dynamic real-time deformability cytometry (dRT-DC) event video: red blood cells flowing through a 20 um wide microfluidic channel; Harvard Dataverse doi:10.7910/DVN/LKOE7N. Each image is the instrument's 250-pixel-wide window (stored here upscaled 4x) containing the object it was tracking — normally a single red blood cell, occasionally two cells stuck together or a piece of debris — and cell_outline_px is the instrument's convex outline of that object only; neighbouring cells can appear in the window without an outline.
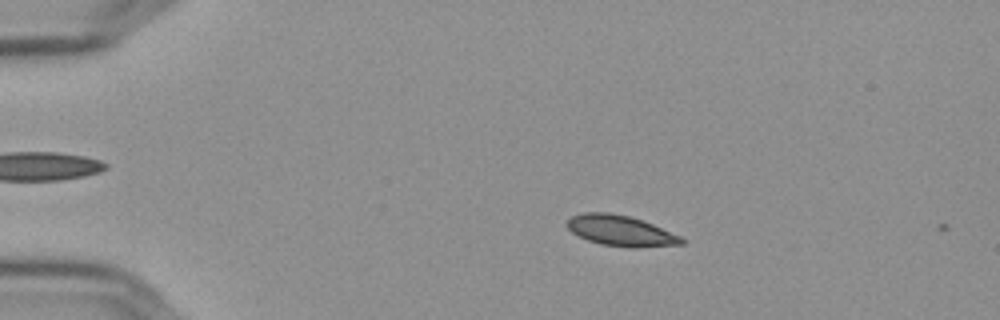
{"species": "Egyptian fruit bat (a non-hibernating species)", "species_latin": "Rousettus aegyptiacus", "temperature_condition": "cold", "stored_images_in_passage": 2, "camera_frame_rate_fps": 3000, "um_per_image_px": 0.085, "frame": {"image": 1, "passage_image": 1, "time_ms": 0.0, "image_size_px": [1000, 320], "cell_outline_px": [[684, 244], [600, 244], [588, 240], [572, 232], [564, 224], [572, 216], [584, 212], [608, 212], [628, 216], [644, 220], [680, 236], [684, 240]], "centroid_in_image_um": [52.65, 19.53], "position_along_channel_um": 32.4, "area_um2": 19.19}}